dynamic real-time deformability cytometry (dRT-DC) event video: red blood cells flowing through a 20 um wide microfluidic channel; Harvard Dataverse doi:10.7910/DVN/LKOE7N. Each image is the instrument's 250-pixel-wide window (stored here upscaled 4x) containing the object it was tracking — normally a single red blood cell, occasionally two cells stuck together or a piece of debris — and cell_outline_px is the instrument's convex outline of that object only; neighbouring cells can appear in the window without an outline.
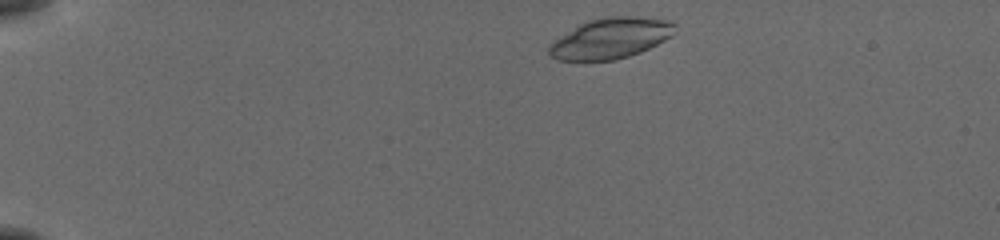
{"species": "common noctule bat (a hibernating species)", "species_latin": "Nyctalus noctula", "temperature_condition": "cold", "stored_images_in_passage": 45, "camera_frame_rate_fps": 3000, "um_per_image_px": 0.085, "animal": {"sex": "female", "body_mass_g": 19.5, "forearm_length_mm": 54.1}, "frame": {"image": 1, "passage_image": 2, "time_ms": 0.333, "image_size_px": [1000, 240], "cell_outline_px": [[676, 32], [672, 36], [640, 52], [616, 60], [556, 60], [548, 52], [548, 44], [580, 24], [588, 20], [600, 16], [632, 16], [668, 20], [676, 24]], "centroid_in_image_um": [51.91, 3.24], "position_along_channel_um": 33.1, "area_um2": 29.77}}
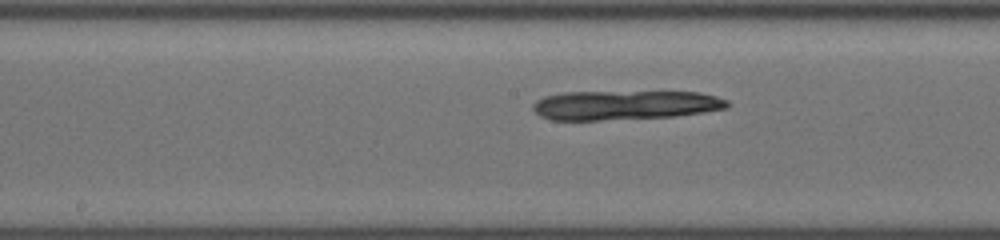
{"frame": {"image": 2, "passage_image": 21, "time_ms": 6.667, "image_size_px": [1000, 240], "cell_outline_px": [[732, 104], [728, 108], [704, 112], [676, 116], [600, 120], [552, 120], [540, 116], [532, 108], [532, 104], [536, 100], [544, 96], [564, 92], [700, 92], [716, 96], [728, 100]], "centroid_in_image_um": [53.14, 8.93], "position_along_channel_um": 195.1, "area_um2": 33.41}}
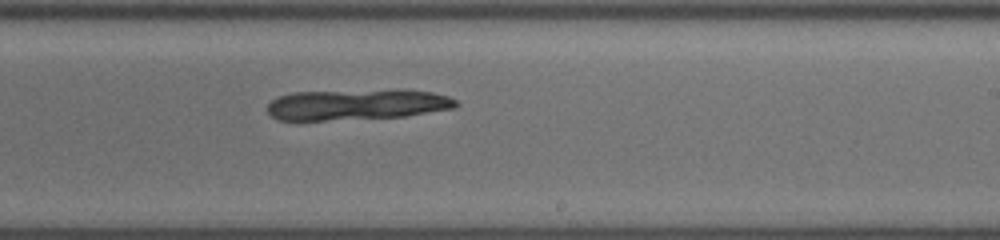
{"frame": {"image": 3, "passage_image": 26, "time_ms": 8.333, "image_size_px": [1000, 240], "cell_outline_px": [[460, 104], [456, 108], [404, 116], [324, 120], [276, 120], [268, 112], [268, 104], [272, 100], [280, 96], [292, 92], [400, 88], [404, 88], [432, 92], [448, 96], [456, 100]], "centroid_in_image_um": [30.39, 8.85], "position_along_channel_um": 258.6, "area_um2": 34.45}}